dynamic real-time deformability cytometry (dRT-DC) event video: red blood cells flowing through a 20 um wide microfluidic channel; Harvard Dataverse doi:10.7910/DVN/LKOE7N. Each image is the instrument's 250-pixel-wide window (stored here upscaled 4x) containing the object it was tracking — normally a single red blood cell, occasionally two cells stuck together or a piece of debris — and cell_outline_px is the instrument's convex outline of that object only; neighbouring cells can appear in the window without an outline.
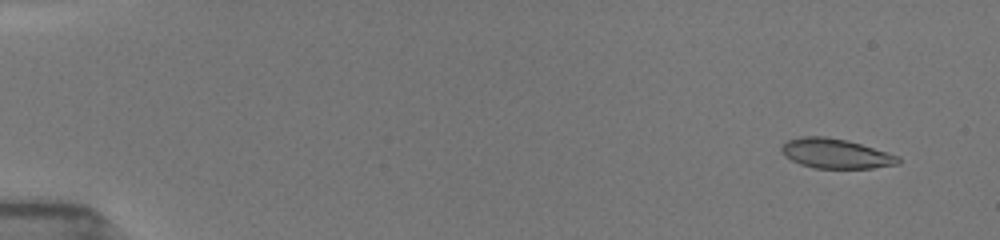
{"species": "common noctule bat (a hibernating species)", "species_latin": "Nyctalus noctula", "temperature_condition": "room temperature", "stored_images_in_passage": 13, "camera_frame_rate_fps": 3000, "um_per_image_px": 0.085, "animal": {"sex": "female", "body_mass_g": 19.5, "forearm_length_mm": 54.1}, "frame": {"image": 1, "passage_image": 2, "time_ms": 0.667, "image_size_px": [1000, 240], "cell_outline_px": [[900, 164], [872, 168], [812, 168], [800, 164], [792, 160], [780, 148], [788, 140], [804, 136], [824, 136], [848, 140], [900, 156]], "centroid_in_image_um": [71.08, 13.05], "position_along_channel_um": 13.9, "area_um2": 20.06}}
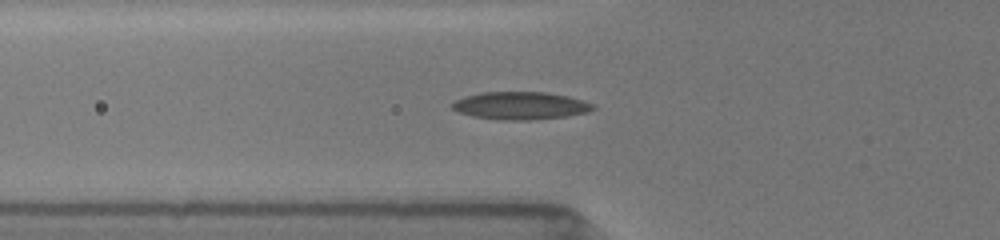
{"frame": {"image": 2, "passage_image": 11, "time_ms": 6.0, "image_size_px": [1000, 240], "cell_outline_px": [[596, 108], [588, 112], [564, 116], [528, 120], [504, 120], [472, 116], [460, 112], [452, 108], [452, 104], [456, 100], [464, 96], [480, 92], [548, 92], [568, 96], [592, 104]], "centroid_in_image_um": [44.22, 8.97], "position_along_channel_um": 81.6, "area_um2": 22.48}}
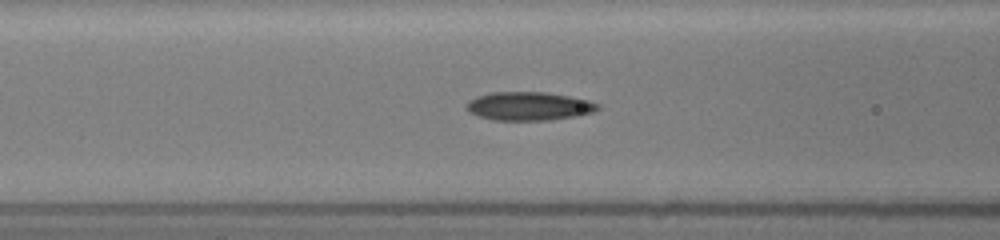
{"frame": {"image": 3, "passage_image": 13, "time_ms": 7.0, "image_size_px": [1000, 240], "cell_outline_px": [[600, 108], [592, 112], [576, 116], [548, 120], [492, 120], [468, 112], [464, 108], [464, 104], [468, 100], [476, 96], [492, 92], [548, 92], [588, 100], [600, 104]], "centroid_in_image_um": [44.9, 9.02], "position_along_channel_um": 121.7, "area_um2": 21.96}}